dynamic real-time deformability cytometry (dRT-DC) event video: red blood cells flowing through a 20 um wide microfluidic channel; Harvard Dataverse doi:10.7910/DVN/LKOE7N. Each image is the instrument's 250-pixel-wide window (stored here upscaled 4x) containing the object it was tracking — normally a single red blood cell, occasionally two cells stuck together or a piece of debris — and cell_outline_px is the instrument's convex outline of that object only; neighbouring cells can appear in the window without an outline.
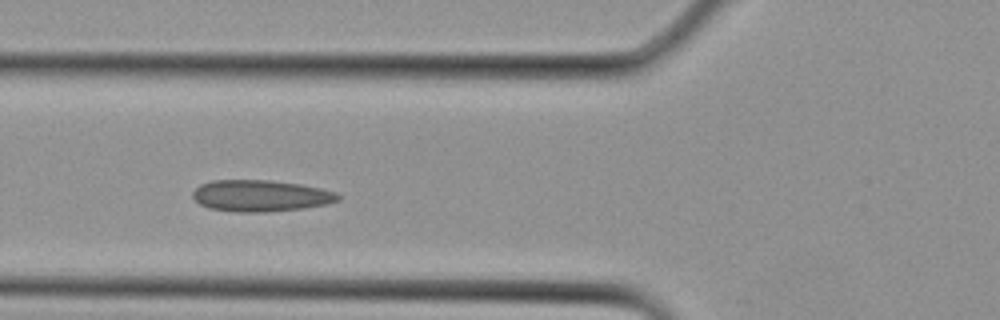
{"species": "Egyptian fruit bat (a non-hibernating species)", "species_latin": "Rousettus aegyptiacus", "temperature_condition": "cold", "stored_images_in_passage": 2, "camera_frame_rate_fps": 3000, "um_per_image_px": 0.085, "animal": {"sex": "female"}, "frame": {"image": 1, "passage_image": 2, "time_ms": 0.333, "image_size_px": [1000, 320], "cell_outline_px": [[340, 200], [328, 204], [304, 208], [264, 212], [232, 212], [208, 208], [200, 204], [192, 196], [192, 192], [200, 184], [212, 180], [268, 180], [300, 184], [320, 188], [336, 192], [340, 196]], "centroid_in_image_um": [22.14, 16.64], "position_along_channel_um": 103.7, "area_um2": 26.82}}